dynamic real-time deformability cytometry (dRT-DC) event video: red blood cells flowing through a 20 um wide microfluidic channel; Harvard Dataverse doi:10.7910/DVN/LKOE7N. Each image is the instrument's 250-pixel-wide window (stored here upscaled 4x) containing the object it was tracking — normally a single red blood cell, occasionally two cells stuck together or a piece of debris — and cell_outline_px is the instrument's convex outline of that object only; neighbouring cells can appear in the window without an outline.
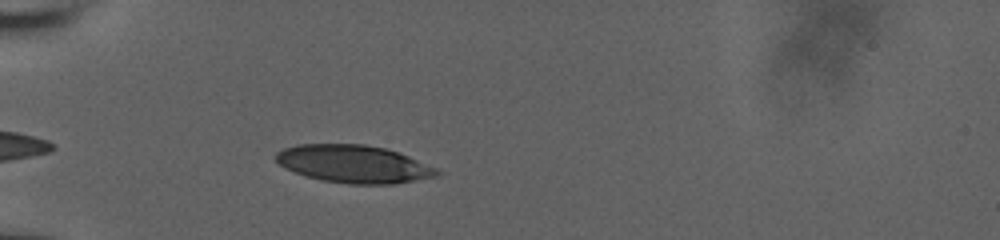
{"species": "human", "species_latin": "Homo sapiens", "temperature_condition": "room temperature", "stored_images_in_passage": 42, "camera_frame_rate_fps": 3000, "um_per_image_px": 0.085, "donor": {"sex": "male"}, "frame": {"image": 1, "passage_image": 5, "time_ms": 1.333, "image_size_px": [1000, 240], "cell_outline_px": [[440, 172], [436, 176], [392, 184], [348, 184], [320, 180], [284, 168], [276, 160], [276, 152], [284, 148], [296, 144], [364, 144], [384, 148], [408, 156], [436, 168]], "centroid_in_image_um": [30.02, 13.93], "position_along_channel_um": 55.0, "area_um2": 35.08}}
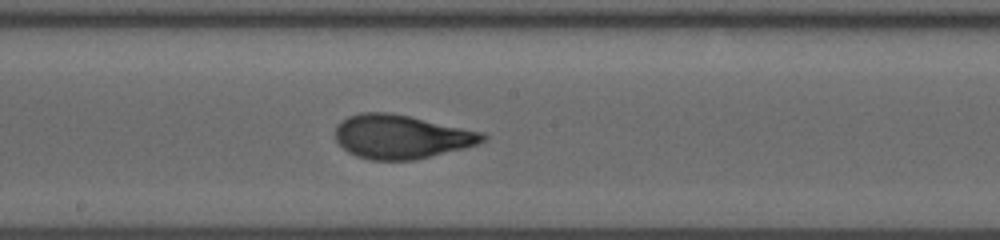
{"frame": {"image": 2, "passage_image": 19, "time_ms": 6.0, "image_size_px": [1000, 240], "cell_outline_px": [[488, 136], [484, 140], [476, 144], [464, 148], [416, 160], [372, 160], [356, 156], [348, 152], [336, 140], [336, 124], [340, 120], [348, 116], [360, 112], [388, 112], [408, 116], [484, 132]], "centroid_in_image_um": [34.09, 11.62], "position_along_channel_um": 214.1, "area_um2": 37.63}}
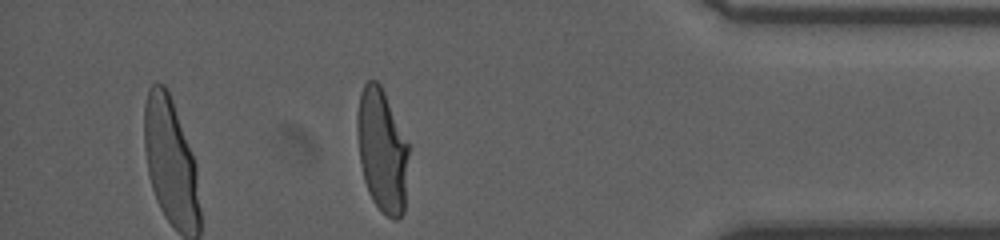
{"frame": {"image": 3, "passage_image": 36, "time_ms": 11.667, "image_size_px": [1000, 240], "cell_outline_px": [[408, 152], [404, 212], [396, 220], [392, 220], [372, 200], [368, 192], [364, 180], [360, 164], [356, 132], [356, 116], [360, 92], [364, 84], [368, 80], [376, 80], [380, 84], [384, 92], [408, 144]], "centroid_in_image_um": [32.44, 12.77], "position_along_channel_um": 402.8, "area_um2": 36.82}, "authors_computed_cell_mechanics": {"area_um2": 37.0498, "velocity_mm_per_s": 3.8222, "shape_relaxation_time_tau1_ms": 4.9193, "shape_relaxation_time_tau2_ms": 0.6984, "deformation_change_tau1": 0.2067, "deformation_change_tau2": 0.0714}}